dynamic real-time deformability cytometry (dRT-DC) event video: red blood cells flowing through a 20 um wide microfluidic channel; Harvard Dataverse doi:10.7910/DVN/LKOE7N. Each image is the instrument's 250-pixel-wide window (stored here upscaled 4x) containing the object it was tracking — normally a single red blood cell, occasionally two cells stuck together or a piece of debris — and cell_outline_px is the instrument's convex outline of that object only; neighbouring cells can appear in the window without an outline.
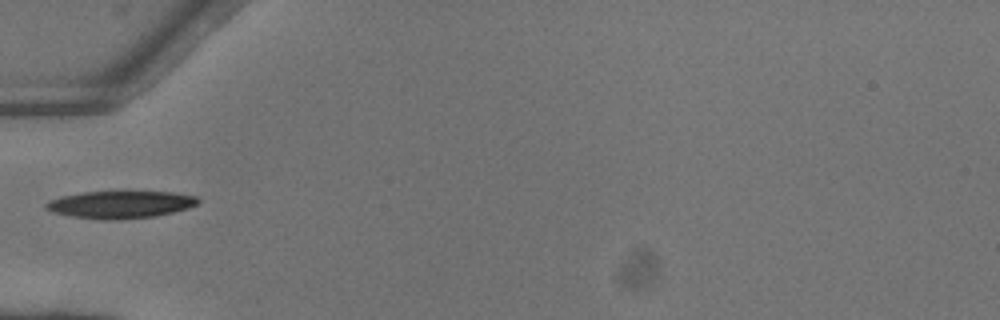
{"species": "common noctule bat (a hibernating species)", "species_latin": "Nyctalus noctula", "temperature_condition": "warm", "stored_images_in_passage": 28, "camera_frame_rate_fps": 3000, "um_per_image_px": 0.085, "animal": {"sex": "female"}, "frame": {"image": 1, "passage_image": 1, "time_ms": 0.0, "image_size_px": [1000, 320], "cell_outline_px": [[200, 200], [196, 204], [188, 208], [156, 216], [112, 220], [100, 220], [68, 216], [52, 212], [44, 208], [44, 204], [48, 200], [60, 196], [84, 192], [124, 188], [172, 192], [196, 196]], "centroid_in_image_um": [10.19, 17.33], "position_along_channel_um": 74.8, "area_um2": 25.61}, "authors_computed_cell_mechanics": {"area_um2": 24.276, "velocity_mm_per_s": 4.121, "shape_relaxation_time_tau1_ms": 4.159, "shape_relaxation_time_tau2_ms": 1.934, "deformation_change_tau1": 0.1649, "deformation_change_tau2": 0.0778}}